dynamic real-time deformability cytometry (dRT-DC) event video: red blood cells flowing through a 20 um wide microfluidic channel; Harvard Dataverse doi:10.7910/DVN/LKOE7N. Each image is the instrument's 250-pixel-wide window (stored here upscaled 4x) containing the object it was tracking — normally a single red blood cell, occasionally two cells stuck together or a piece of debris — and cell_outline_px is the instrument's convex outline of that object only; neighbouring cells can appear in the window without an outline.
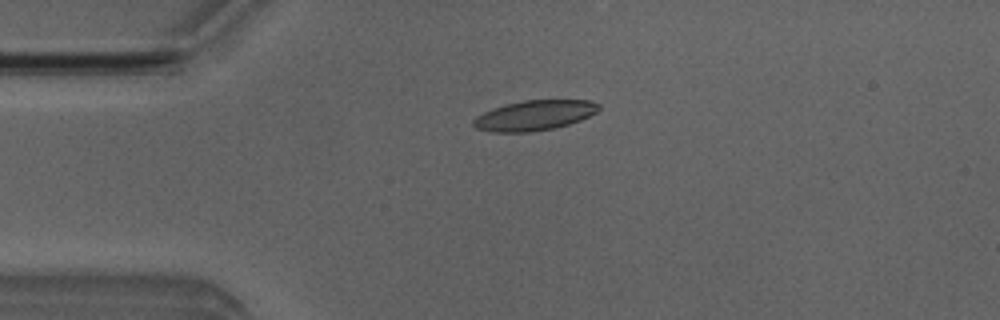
{"species": "Egyptian fruit bat (a non-hibernating species)", "species_latin": "Rousettus aegyptiacus", "temperature_condition": "room temperature", "stored_images_in_passage": 5, "camera_frame_rate_fps": 3000, "um_per_image_px": 0.085, "animal": {"sex": "male"}, "frame": {"image": 1, "passage_image": 3, "time_ms": 3.0, "image_size_px": [1000, 320], "cell_outline_px": [[600, 108], [596, 112], [580, 120], [556, 128], [532, 132], [492, 132], [476, 128], [472, 124], [472, 120], [476, 116], [492, 108], [504, 104], [524, 100], [592, 100], [600, 104]], "centroid_in_image_um": [45.41, 9.8], "position_along_channel_um": 39.6, "area_um2": 22.14}}